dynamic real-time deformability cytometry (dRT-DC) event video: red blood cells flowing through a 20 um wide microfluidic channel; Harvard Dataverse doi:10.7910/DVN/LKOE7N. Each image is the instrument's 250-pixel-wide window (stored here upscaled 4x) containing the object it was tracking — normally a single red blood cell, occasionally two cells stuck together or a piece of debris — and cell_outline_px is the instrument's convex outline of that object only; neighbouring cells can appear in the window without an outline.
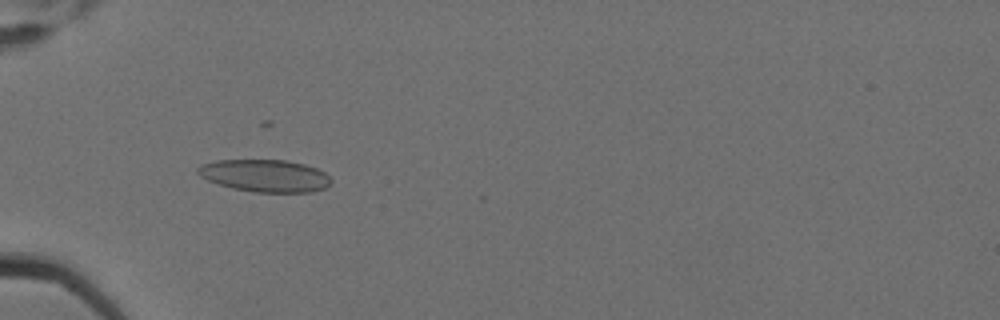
{"species": "Egyptian fruit bat (a non-hibernating species)", "species_latin": "Rousettus aegyptiacus", "temperature_condition": "cold", "stored_images_in_passage": 7, "camera_frame_rate_fps": 3000, "um_per_image_px": 0.085, "animal": {"sex": "female"}, "frame": {"image": 1, "passage_image": 6, "time_ms": 1.667, "image_size_px": [1000, 320], "cell_outline_px": [[332, 184], [324, 188], [312, 192], [256, 192], [232, 188], [208, 180], [200, 176], [196, 172], [196, 168], [200, 164], [216, 160], [284, 160], [304, 164], [316, 168], [324, 172], [332, 180]], "centroid_in_image_um": [22.52, 14.93], "position_along_channel_um": 62.5, "area_um2": 25.14}}